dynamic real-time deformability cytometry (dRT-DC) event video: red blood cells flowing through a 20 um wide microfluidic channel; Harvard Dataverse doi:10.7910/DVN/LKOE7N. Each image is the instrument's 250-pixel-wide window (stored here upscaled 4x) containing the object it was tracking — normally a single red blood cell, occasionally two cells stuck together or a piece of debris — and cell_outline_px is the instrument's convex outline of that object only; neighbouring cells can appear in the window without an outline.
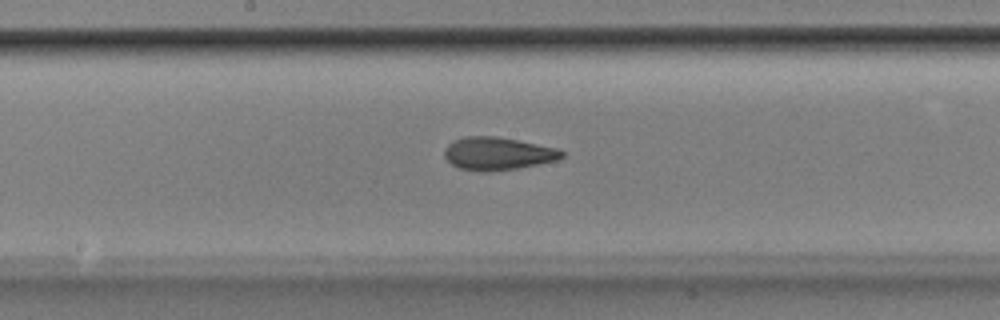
{"species": "Egyptian fruit bat (a non-hibernating species)", "species_latin": "Rousettus aegyptiacus", "temperature_condition": "room temperature", "stored_images_in_passage": 42, "camera_frame_rate_fps": 3000, "um_per_image_px": 0.085, "animal": {"sex": "male"}, "frame": {"image": 1, "passage_image": 17, "time_ms": 5.333, "image_size_px": [1000, 320], "cell_outline_px": [[564, 156], [560, 160], [516, 168], [488, 172], [480, 172], [460, 168], [452, 164], [444, 156], [444, 152], [448, 144], [464, 136], [496, 136], [560, 148], [564, 152]], "centroid_in_image_um": [42.35, 13.05], "position_along_channel_um": 205.8, "area_um2": 22.54}}
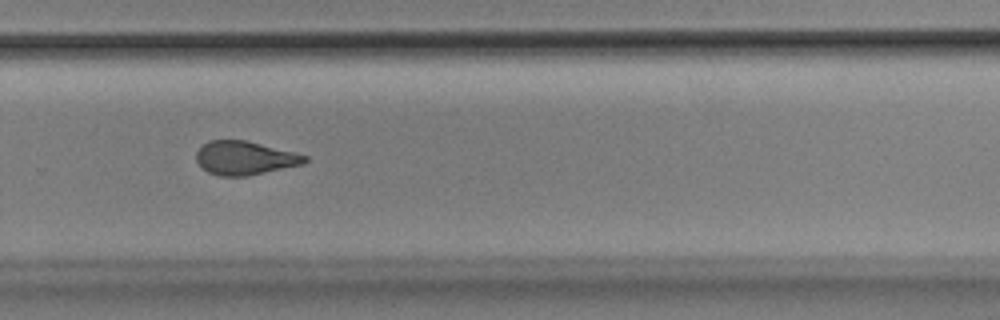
{"frame": {"image": 2, "passage_image": 25, "time_ms": 8.0, "image_size_px": [1000, 320], "cell_outline_px": [[308, 160], [304, 164], [248, 176], [220, 176], [208, 172], [196, 160], [196, 152], [208, 140], [244, 140], [308, 156]], "centroid_in_image_um": [20.8, 13.44], "position_along_channel_um": 309.0, "area_um2": 21.04}}
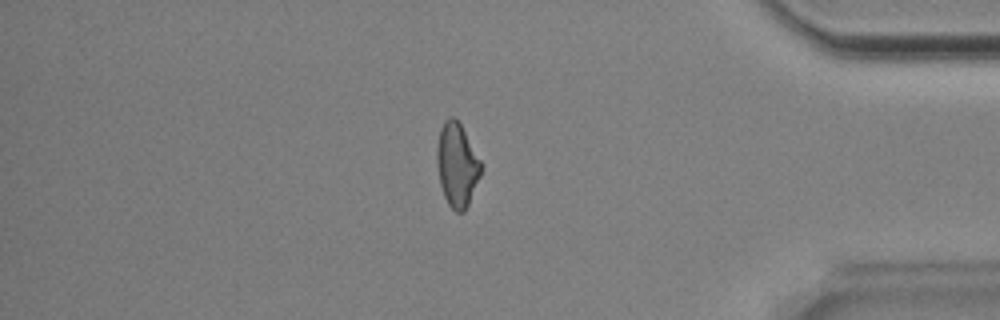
{"frame": {"image": 3, "passage_image": 34, "time_ms": 11.0, "image_size_px": [1000, 320], "cell_outline_px": [[484, 168], [468, 204], [464, 212], [456, 212], [448, 204], [444, 196], [440, 184], [436, 160], [436, 148], [440, 128], [444, 120], [448, 116], [452, 116], [460, 124], [484, 164]], "centroid_in_image_um": [38.86, 14.0], "position_along_channel_um": 396.3, "area_um2": 21.79}, "authors_computed_cell_mechanics": {"area_um2": 22.1374, "velocity_mm_per_s": 3.8876, "shape_relaxation_time_tau1_ms": 4.8244, "shape_relaxation_time_tau2_ms": 2.0064, "deformation_change_tau1": 0.1557, "deformation_change_tau2": 0.0864}}